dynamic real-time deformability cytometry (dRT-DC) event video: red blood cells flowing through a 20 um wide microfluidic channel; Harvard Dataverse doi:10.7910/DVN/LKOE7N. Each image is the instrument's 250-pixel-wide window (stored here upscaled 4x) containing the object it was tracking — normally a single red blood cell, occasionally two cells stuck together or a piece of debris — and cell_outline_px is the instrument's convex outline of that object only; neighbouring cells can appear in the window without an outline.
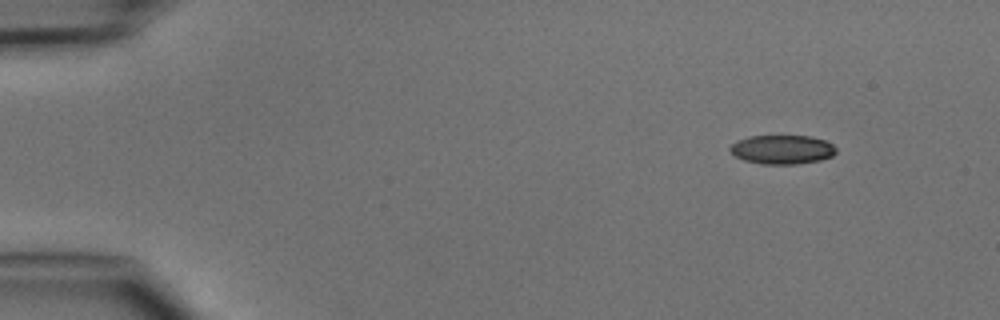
{"species": "common noctule bat (a hibernating species)", "species_latin": "Nyctalus noctula", "temperature_condition": "cold", "stored_images_in_passage": 3, "camera_frame_rate_fps": 3000, "um_per_image_px": 0.085, "animal": {"sex": "male", "body_mass_g": 15.6}, "frame": {"image": 1, "passage_image": 1, "time_ms": 0.0, "image_size_px": [1000, 320], "cell_outline_px": [[836, 152], [832, 156], [820, 160], [796, 164], [760, 164], [744, 160], [736, 156], [728, 148], [736, 140], [748, 136], [812, 136], [824, 140], [832, 144], [836, 148]], "centroid_in_image_um": [66.48, 12.7], "position_along_channel_um": 18.5, "area_um2": 17.98}}